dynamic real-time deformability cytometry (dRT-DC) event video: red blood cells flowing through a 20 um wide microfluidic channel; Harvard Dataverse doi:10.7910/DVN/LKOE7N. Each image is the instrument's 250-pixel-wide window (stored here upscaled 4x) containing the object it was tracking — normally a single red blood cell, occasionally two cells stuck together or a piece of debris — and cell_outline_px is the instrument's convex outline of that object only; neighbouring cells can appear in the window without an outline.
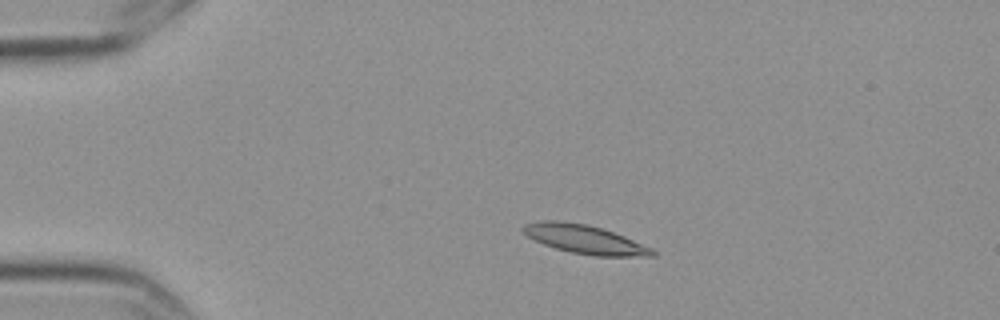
{"species": "Egyptian fruit bat (a non-hibernating species)", "species_latin": "Rousettus aegyptiacus", "temperature_condition": "cold", "stored_images_in_passage": 5, "camera_frame_rate_fps": 3000, "um_per_image_px": 0.085, "frame": {"image": 1, "passage_image": 3, "time_ms": 0.667, "image_size_px": [1000, 320], "cell_outline_px": [[656, 256], [596, 256], [568, 252], [544, 244], [528, 236], [520, 228], [524, 224], [540, 220], [560, 220], [588, 224], [624, 236], [652, 248], [656, 252]], "centroid_in_image_um": [49.69, 20.33], "position_along_channel_um": 35.3, "area_um2": 21.62}}